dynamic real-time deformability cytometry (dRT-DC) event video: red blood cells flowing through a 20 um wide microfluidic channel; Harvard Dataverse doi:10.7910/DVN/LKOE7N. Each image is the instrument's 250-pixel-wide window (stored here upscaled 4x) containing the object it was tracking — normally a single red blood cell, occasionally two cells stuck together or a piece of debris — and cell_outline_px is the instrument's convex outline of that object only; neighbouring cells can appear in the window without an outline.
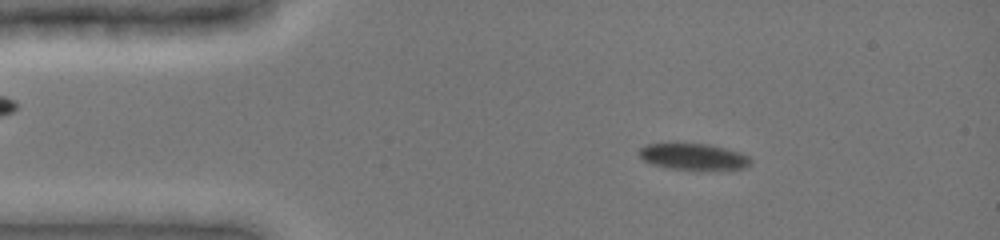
{"species": "common noctule bat (a hibernating species)", "species_latin": "Nyctalus noctula", "temperature_condition": "cold", "stored_images_in_passage": 11, "camera_frame_rate_fps": 3000, "um_per_image_px": 0.085, "animal": {"sex": "female", "body_mass_g": 19.0, "forearm_length_mm": 51.5}, "frame": {"image": 1, "passage_image": 7, "time_ms": 2.0, "image_size_px": [1000, 240], "cell_outline_px": [[752, 164], [744, 168], [700, 172], [672, 168], [652, 164], [644, 160], [640, 156], [640, 148], [644, 144], [676, 140], [708, 144], [740, 152], [748, 156], [752, 160]], "centroid_in_image_um": [58.93, 13.29], "position_along_channel_um": 26.1, "area_um2": 18.38}}